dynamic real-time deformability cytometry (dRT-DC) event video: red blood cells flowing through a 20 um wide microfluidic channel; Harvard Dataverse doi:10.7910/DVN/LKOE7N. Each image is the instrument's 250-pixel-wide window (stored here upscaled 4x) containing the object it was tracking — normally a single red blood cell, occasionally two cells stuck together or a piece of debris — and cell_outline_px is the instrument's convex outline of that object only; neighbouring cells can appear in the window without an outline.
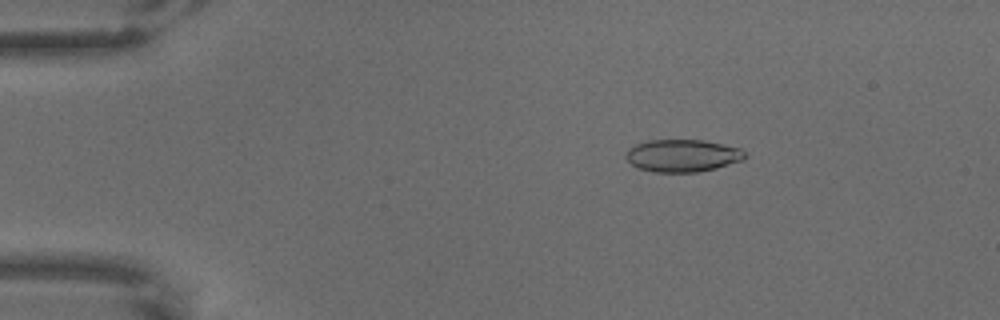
{"species": "common noctule bat (a hibernating species)", "species_latin": "Nyctalus noctula", "temperature_condition": "warm", "stored_images_in_passage": 55, "camera_frame_rate_fps": 3000, "um_per_image_px": 0.085, "animal": {"sex": "male", "body_mass_g": 18.8}, "frame": {"image": 1, "passage_image": 3, "time_ms": 0.667, "image_size_px": [1000, 320], "cell_outline_px": [[748, 156], [744, 160], [716, 168], [696, 172], [652, 172], [640, 168], [632, 164], [624, 156], [624, 152], [628, 148], [636, 144], [648, 140], [704, 140], [740, 148]], "centroid_in_image_um": [58.01, 13.22], "position_along_channel_um": 27.0, "area_um2": 22.6}}
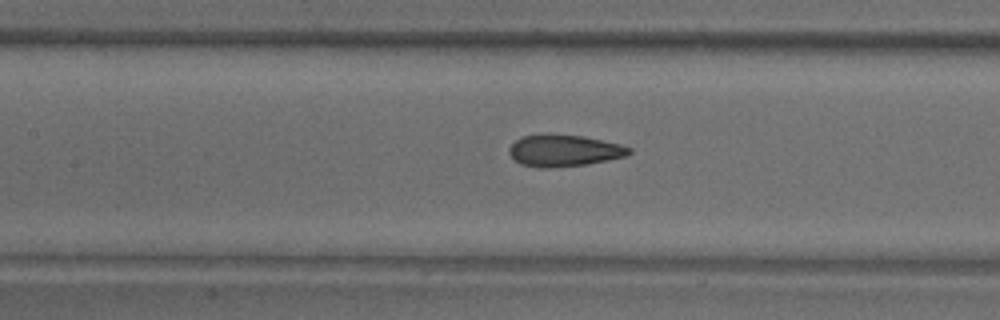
{"frame": {"image": 2, "passage_image": 22, "time_ms": 7.0, "image_size_px": [1000, 320], "cell_outline_px": [[632, 152], [628, 156], [588, 164], [548, 168], [540, 168], [520, 164], [508, 152], [508, 148], [516, 140], [524, 136], [544, 132], [548, 132], [584, 136], [620, 144], [632, 148]], "centroid_in_image_um": [47.95, 12.78], "position_along_channel_um": 159.4, "area_um2": 22.66}}
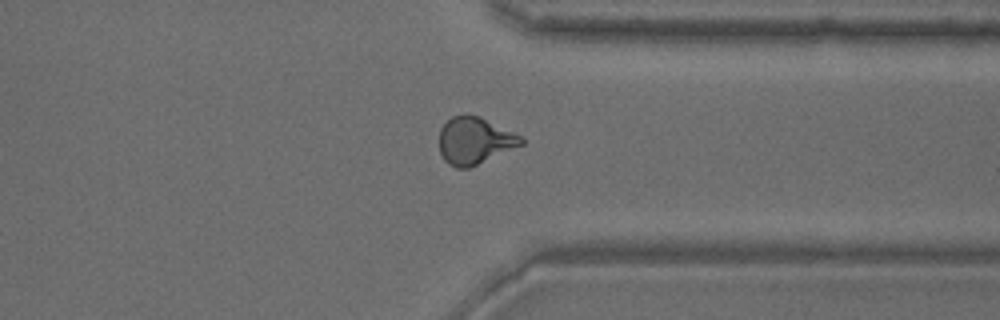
{"frame": {"image": 3, "passage_image": 42, "time_ms": 13.667, "image_size_px": [1000, 320], "cell_outline_px": [[524, 144], [468, 168], [456, 168], [448, 164], [444, 160], [440, 152], [440, 128], [452, 116], [464, 112], [468, 112], [480, 116], [520, 136], [524, 140]], "centroid_in_image_um": [40.31, 11.93], "position_along_channel_um": 371.1, "area_um2": 22.48}}